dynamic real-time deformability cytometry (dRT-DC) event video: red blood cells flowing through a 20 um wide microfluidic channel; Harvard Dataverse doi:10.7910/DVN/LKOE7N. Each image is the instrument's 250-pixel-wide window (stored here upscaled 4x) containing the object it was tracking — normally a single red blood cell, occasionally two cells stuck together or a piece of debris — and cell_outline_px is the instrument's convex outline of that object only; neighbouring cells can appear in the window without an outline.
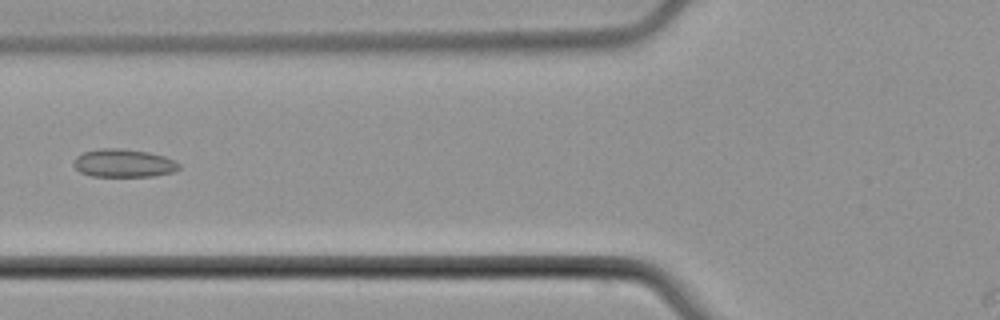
{"species": "common noctule bat (a hibernating species)", "species_latin": "Nyctalus noctula", "temperature_condition": "cold", "stored_images_in_passage": 5, "camera_frame_rate_fps": 3000, "um_per_image_px": 0.085, "animal": {"sex": "male", "body_mass_g": 21.5, "forearm_length_mm": 52.0}, "frame": {"image": 1, "passage_image": 5, "time_ms": 5.333, "image_size_px": [1000, 320], "cell_outline_px": [[180, 168], [172, 172], [152, 176], [92, 176], [80, 172], [72, 164], [76, 156], [84, 152], [100, 148], [120, 148], [148, 152], [164, 156], [176, 160], [180, 164]], "centroid_in_image_um": [10.51, 13.86], "position_along_channel_um": 115.3, "area_um2": 17.28}}